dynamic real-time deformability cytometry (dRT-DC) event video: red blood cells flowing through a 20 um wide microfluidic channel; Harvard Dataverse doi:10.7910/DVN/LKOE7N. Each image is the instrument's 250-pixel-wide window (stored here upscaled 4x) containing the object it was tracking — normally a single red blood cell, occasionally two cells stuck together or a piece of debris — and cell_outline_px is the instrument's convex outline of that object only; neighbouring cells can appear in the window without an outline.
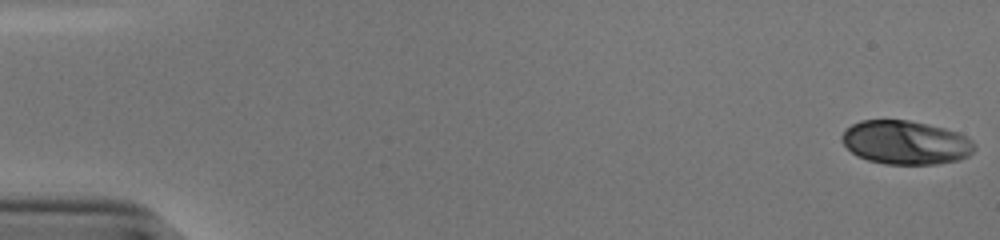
{"species": "human", "species_latin": "Homo sapiens", "temperature_condition": "cold", "stored_images_in_passage": 53, "camera_frame_rate_fps": 3000, "um_per_image_px": 0.085, "donor": {"sex": "male"}, "frame": {"image": 1, "passage_image": 1, "time_ms": 0.0, "image_size_px": [1000, 240], "cell_outline_px": [[976, 148], [968, 156], [960, 160], [936, 164], [884, 164], [868, 160], [856, 156], [840, 140], [840, 136], [852, 124], [860, 120], [908, 120], [944, 128], [960, 132], [972, 140], [976, 144]], "centroid_in_image_um": [77.0, 12.12], "position_along_channel_um": 8.0, "area_um2": 34.04}}
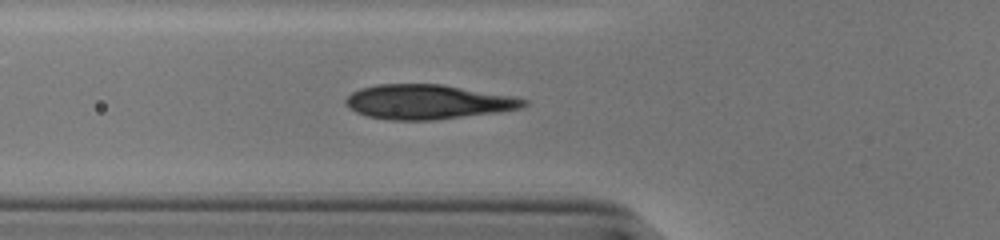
{"frame": {"image": 2, "passage_image": 20, "time_ms": 6.333, "image_size_px": [1000, 240], "cell_outline_px": [[528, 104], [524, 108], [496, 112], [432, 120], [392, 120], [368, 116], [356, 112], [344, 104], [344, 100], [352, 92], [360, 88], [376, 84], [444, 84], [516, 96], [528, 100]], "centroid_in_image_um": [36.39, 8.65], "position_along_channel_um": 89.4, "area_um2": 36.07}}
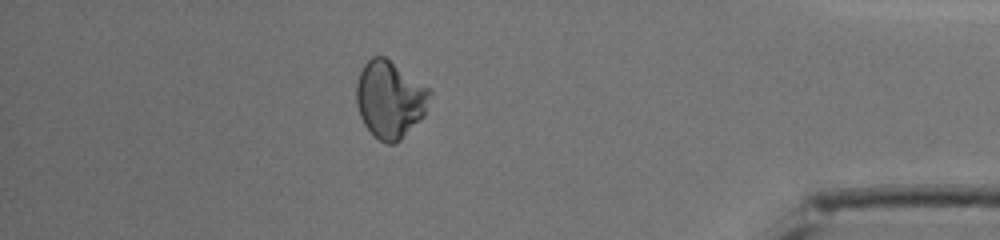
{"frame": {"image": 3, "passage_image": 47, "time_ms": 15.333, "image_size_px": [1000, 240], "cell_outline_px": [[432, 96], [424, 116], [396, 144], [388, 144], [372, 136], [364, 124], [360, 116], [356, 104], [356, 80], [364, 64], [372, 56], [384, 56], [428, 88], [432, 92]], "centroid_in_image_um": [33.12, 8.47], "position_along_channel_um": 402.1, "area_um2": 33.12}, "authors_computed_cell_mechanics": {"area_um2": 33.9286, "velocity_mm_per_s": 3.8806, "shape_relaxation_time_tau1_ms": 7.8457, "shape_relaxation_time_tau2_ms": 2.9496, "deformation_change_tau1": 0.1744, "deformation_change_tau2": 0.0568}}